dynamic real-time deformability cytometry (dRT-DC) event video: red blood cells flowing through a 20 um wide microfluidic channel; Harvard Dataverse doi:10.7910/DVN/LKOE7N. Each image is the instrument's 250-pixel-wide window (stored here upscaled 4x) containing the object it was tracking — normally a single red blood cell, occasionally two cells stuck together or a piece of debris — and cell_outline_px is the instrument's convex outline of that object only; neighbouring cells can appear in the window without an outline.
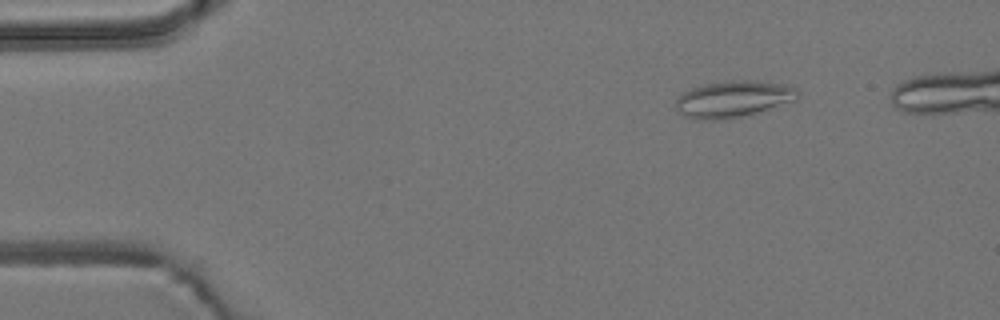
{"species": "common noctule bat (a hibernating species)", "species_latin": "Nyctalus noctula", "temperature_condition": "room temperature", "stored_images_in_passage": 45, "camera_frame_rate_fps": 3000, "um_per_image_px": 0.085, "animal": {"sex": "male", "body_mass_g": 19.2, "forearm_length_mm": 51.8}, "frame": {"image": 1, "passage_image": 4, "time_ms": 1.0, "image_size_px": [1000, 320], "cell_outline_px": [[800, 96], [796, 100], [756, 112], [740, 116], [704, 120], [684, 116], [676, 108], [676, 100], [684, 92], [692, 88], [704, 84], [732, 80], [752, 80], [780, 84], [796, 88], [800, 92]], "centroid_in_image_um": [62.34, 8.4], "position_along_channel_um": 22.7, "area_um2": 25.37}}
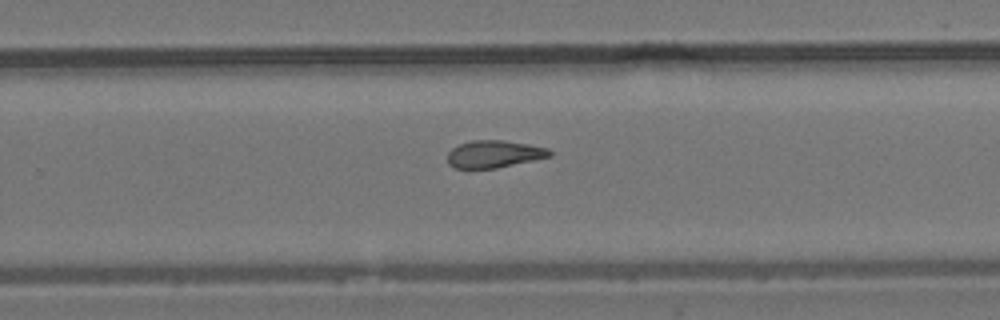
{"frame": {"image": 2, "passage_image": 31, "time_ms": 10.0, "image_size_px": [1000, 320], "cell_outline_px": [[552, 156], [496, 168], [452, 168], [448, 164], [448, 152], [452, 148], [460, 144], [472, 140], [504, 140], [528, 144], [548, 148], [552, 152]], "centroid_in_image_um": [41.99, 13.09], "position_along_channel_um": 287.8, "area_um2": 16.24}}
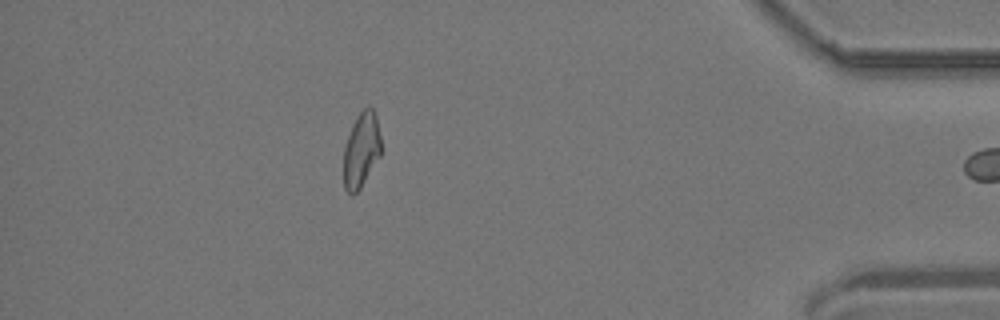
{"frame": {"image": 3, "passage_image": 44, "time_ms": 14.333, "image_size_px": [1000, 320], "cell_outline_px": [[380, 156], [360, 188], [352, 196], [344, 188], [344, 148], [352, 124], [356, 116], [368, 104], [372, 108], [376, 116], [380, 136]], "centroid_in_image_um": [30.7, 12.73], "position_along_channel_um": 404.5, "area_um2": 16.24}}